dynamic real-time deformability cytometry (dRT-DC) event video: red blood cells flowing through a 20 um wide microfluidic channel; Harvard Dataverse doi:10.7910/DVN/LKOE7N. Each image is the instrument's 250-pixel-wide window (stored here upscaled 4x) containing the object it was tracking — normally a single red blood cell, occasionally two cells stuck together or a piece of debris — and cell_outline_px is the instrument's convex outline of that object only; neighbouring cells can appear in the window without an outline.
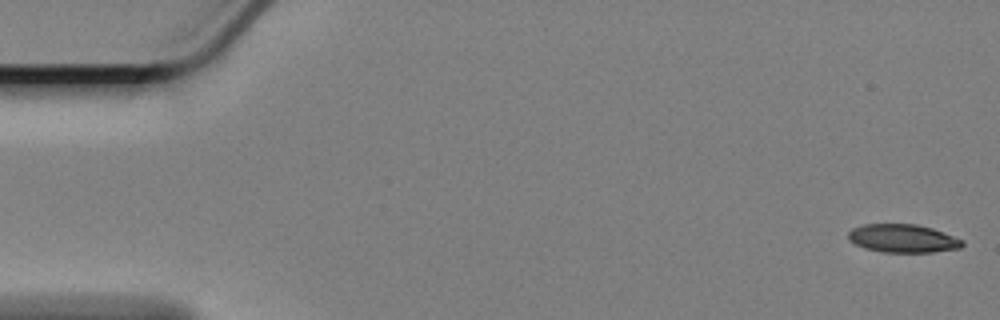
{"species": "Egyptian fruit bat (a non-hibernating species)", "species_latin": "Rousettus aegyptiacus", "temperature_condition": "cold", "stored_images_in_passage": 25, "camera_frame_rate_fps": 3000, "um_per_image_px": 0.085, "animal": {"sex": "female"}, "frame": {"image": 1, "passage_image": 1, "time_ms": 0.0, "image_size_px": [1000, 320], "cell_outline_px": [[964, 244], [960, 248], [932, 252], [880, 252], [864, 248], [848, 240], [848, 232], [852, 228], [864, 224], [916, 224], [932, 228], [944, 232], [964, 240]], "centroid_in_image_um": [76.74, 20.26], "position_along_channel_um": 8.3, "area_um2": 18.9}}
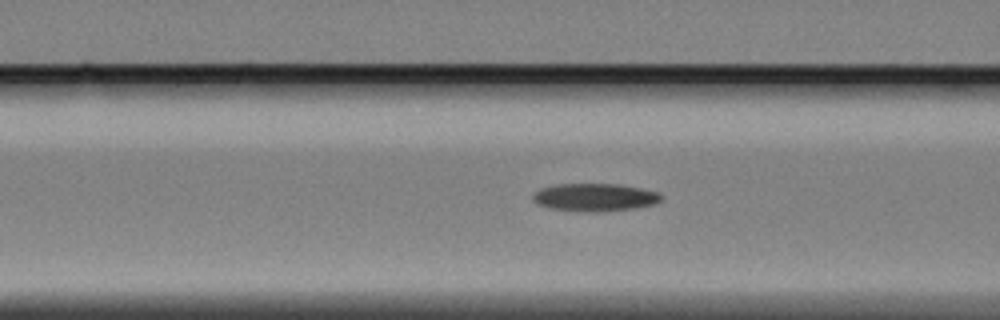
{"frame": {"image": 2, "passage_image": 22, "time_ms": 7.0, "image_size_px": [1000, 320], "cell_outline_px": [[664, 196], [656, 204], [636, 208], [604, 212], [576, 212], [552, 208], [536, 204], [532, 200], [532, 196], [540, 188], [556, 184], [620, 184], [660, 192]], "centroid_in_image_um": [50.58, 16.78], "position_along_channel_um": 116.0, "area_um2": 21.21}}
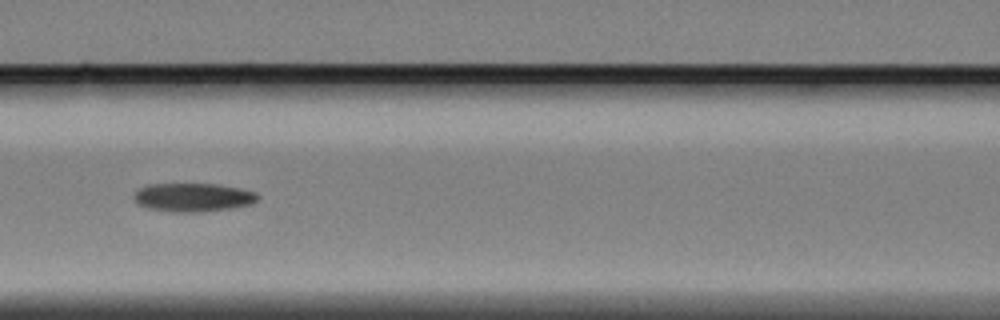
{"frame": {"image": 3, "passage_image": 25, "time_ms": 8.0, "image_size_px": [1000, 320], "cell_outline_px": [[260, 196], [252, 204], [228, 208], [200, 212], [172, 212], [148, 208], [136, 204], [132, 196], [140, 188], [148, 184], [216, 184], [240, 188], [256, 192]], "centroid_in_image_um": [16.38, 16.77], "position_along_channel_um": 150.2, "area_um2": 20.63}}